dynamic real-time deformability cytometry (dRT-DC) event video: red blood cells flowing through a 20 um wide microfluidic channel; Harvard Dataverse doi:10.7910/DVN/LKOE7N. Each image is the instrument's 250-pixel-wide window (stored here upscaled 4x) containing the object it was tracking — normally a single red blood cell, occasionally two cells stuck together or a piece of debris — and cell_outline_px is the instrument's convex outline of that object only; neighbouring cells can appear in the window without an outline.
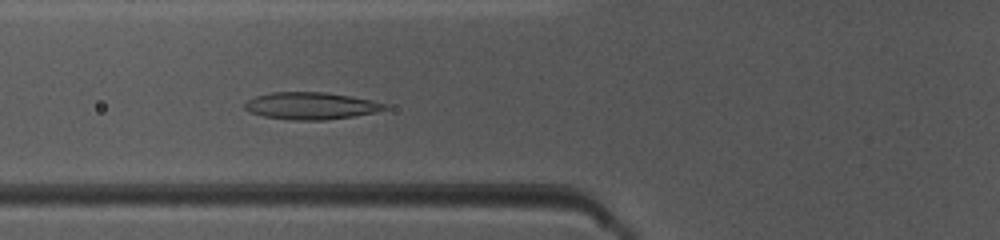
{"species": "common noctule bat (a hibernating species)", "species_latin": "Nyctalus noctula", "temperature_condition": "warm", "stored_images_in_passage": 38, "camera_frame_rate_fps": 3000, "um_per_image_px": 0.085, "animal": {"sex": "female", "body_mass_g": 10.0, "forearm_length_mm": 53.1}, "frame": {"image": 1, "passage_image": 7, "time_ms": 2.0, "image_size_px": [1000, 240], "cell_outline_px": [[388, 108], [376, 112], [352, 116], [324, 120], [288, 120], [264, 116], [248, 112], [244, 108], [244, 104], [248, 100], [256, 96], [272, 92], [324, 92], [352, 96], [372, 100], [388, 104]], "centroid_in_image_um": [26.43, 8.99], "position_along_channel_um": 99.4, "area_um2": 22.2}}
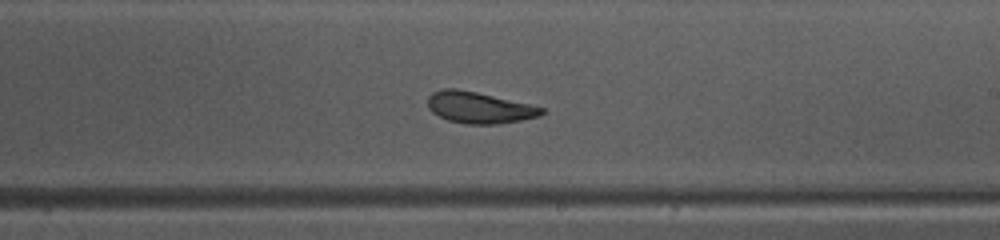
{"frame": {"image": 2, "passage_image": 18, "time_ms": 5.667, "image_size_px": [1000, 240], "cell_outline_px": [[544, 112], [540, 116], [520, 120], [496, 124], [468, 124], [448, 120], [432, 112], [428, 108], [428, 96], [432, 92], [444, 88], [456, 88], [476, 92], [528, 104], [544, 108]], "centroid_in_image_um": [40.69, 9.14], "position_along_channel_um": 248.3, "area_um2": 20.58}}
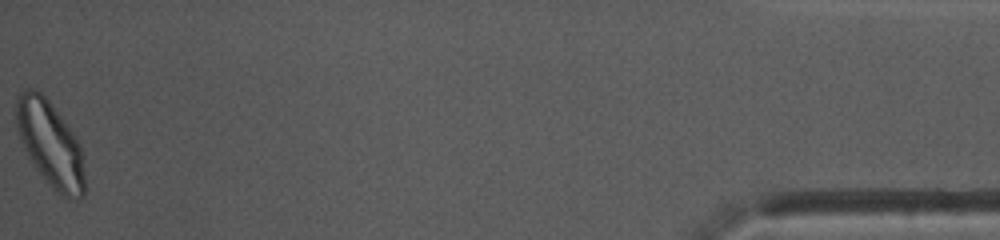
{"frame": {"image": 3, "passage_image": 38, "time_ms": 12.333, "image_size_px": [1000, 240], "cell_outline_px": [[84, 196], [80, 200], [68, 200], [52, 188], [48, 184], [36, 168], [28, 156], [20, 140], [16, 124], [16, 96], [20, 92], [28, 88], [32, 88], [40, 92], [48, 100], [72, 132], [80, 144], [84, 176]], "centroid_in_image_um": [4.26, 12.26], "position_along_channel_um": 430.9, "area_um2": 33.93}, "authors_computed_cell_mechanics": {"area_um2": 21.7906, "velocity_mm_per_s": 4.0417, "shape_relaxation_time_tau1_ms": 4.7073, "shape_relaxation_time_tau2_ms": 1.612, "deformation_change_tau1": 0.143, "deformation_change_tau2": 0.0831}}